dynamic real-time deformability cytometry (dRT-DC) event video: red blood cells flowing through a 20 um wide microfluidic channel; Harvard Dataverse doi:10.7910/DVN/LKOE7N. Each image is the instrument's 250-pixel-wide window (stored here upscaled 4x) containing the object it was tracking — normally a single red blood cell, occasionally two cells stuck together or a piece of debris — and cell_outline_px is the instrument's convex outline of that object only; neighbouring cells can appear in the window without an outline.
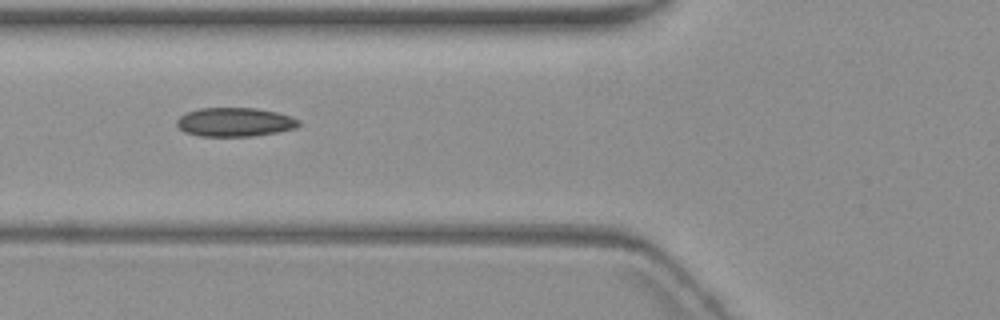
{"species": "common noctule bat (a hibernating species)", "species_latin": "Nyctalus noctula", "temperature_condition": "warm", "stored_images_in_passage": 11, "camera_frame_rate_fps": 3000, "um_per_image_px": 0.085, "animal": {"sex": "female", "body_mass_g": 19.3, "forearm_length_mm": 54.1}, "frame": {"image": 1, "passage_image": 6, "time_ms": 7.0, "image_size_px": [1000, 320], "cell_outline_px": [[300, 124], [296, 128], [276, 132], [252, 136], [200, 136], [184, 132], [176, 124], [176, 120], [180, 116], [188, 112], [200, 108], [256, 108], [276, 112], [292, 116], [300, 120]], "centroid_in_image_um": [19.97, 10.37], "position_along_channel_um": 105.8, "area_um2": 20.52}}
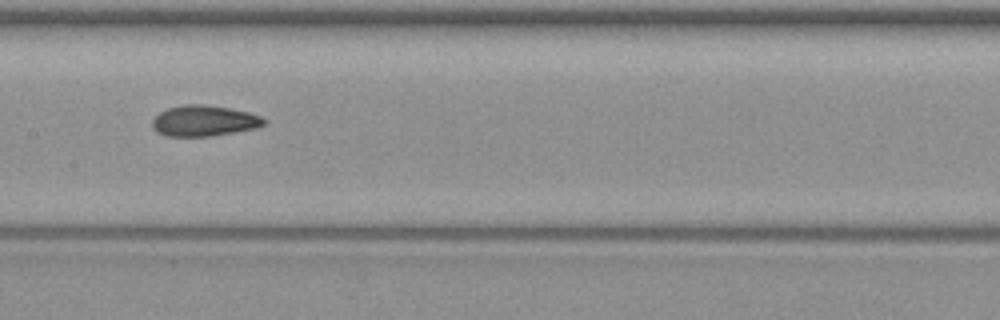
{"frame": {"image": 2, "passage_image": 8, "time_ms": 9.333, "image_size_px": [1000, 320], "cell_outline_px": [[268, 120], [264, 124], [256, 128], [212, 136], [168, 136], [152, 128], [152, 120], [160, 112], [168, 108], [184, 104], [200, 104], [228, 108], [248, 112], [260, 116]], "centroid_in_image_um": [17.35, 10.27], "position_along_channel_um": 190.0, "area_um2": 19.88}}
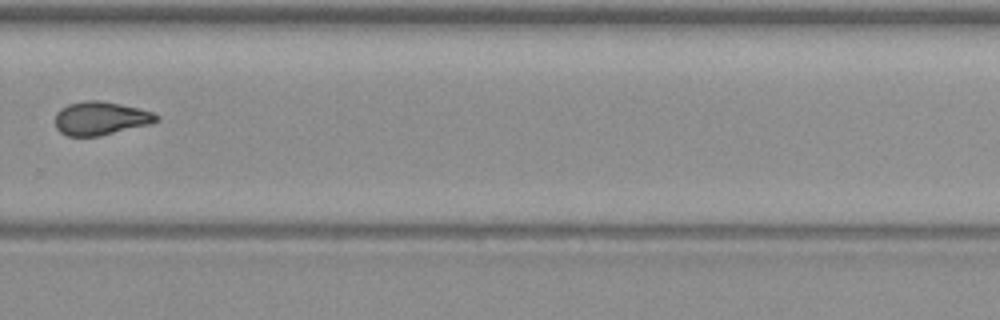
{"frame": {"image": 3, "passage_image": 11, "time_ms": 13.0, "image_size_px": [1000, 320], "cell_outline_px": [[160, 120], [152, 124], [100, 136], [68, 136], [60, 132], [56, 128], [56, 112], [60, 108], [68, 104], [84, 100], [100, 100], [140, 108], [152, 112], [160, 116]], "centroid_in_image_um": [8.58, 10.05], "position_along_channel_um": 321.2, "area_um2": 20.0}}